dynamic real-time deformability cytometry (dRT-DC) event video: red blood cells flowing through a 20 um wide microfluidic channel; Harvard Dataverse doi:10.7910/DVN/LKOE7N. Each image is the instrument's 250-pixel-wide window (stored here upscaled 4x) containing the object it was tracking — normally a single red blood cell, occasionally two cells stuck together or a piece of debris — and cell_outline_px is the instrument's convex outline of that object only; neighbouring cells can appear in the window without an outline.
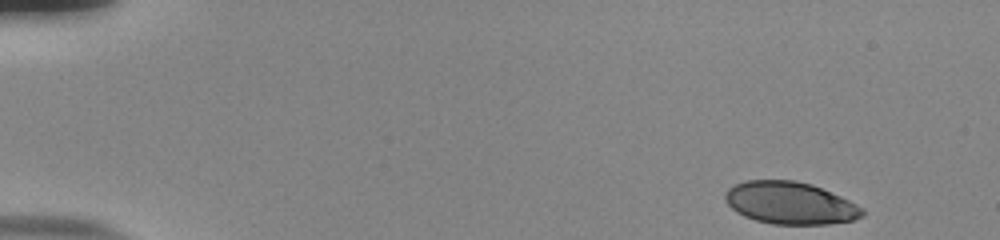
{"species": "human", "species_latin": "Homo sapiens", "temperature_condition": "room temperature", "stored_images_in_passage": 51, "camera_frame_rate_fps": 3000, "um_per_image_px": 0.085, "donor": {"sex": "male"}, "frame": {"image": 1, "passage_image": 1, "time_ms": 0.0, "image_size_px": [1000, 240], "cell_outline_px": [[864, 216], [852, 220], [828, 224], [772, 224], [756, 220], [744, 216], [736, 212], [724, 200], [724, 192], [728, 188], [744, 180], [796, 180], [812, 184], [840, 196], [864, 208]], "centroid_in_image_um": [67.14, 17.25], "position_along_channel_um": 17.9, "area_um2": 33.93}}
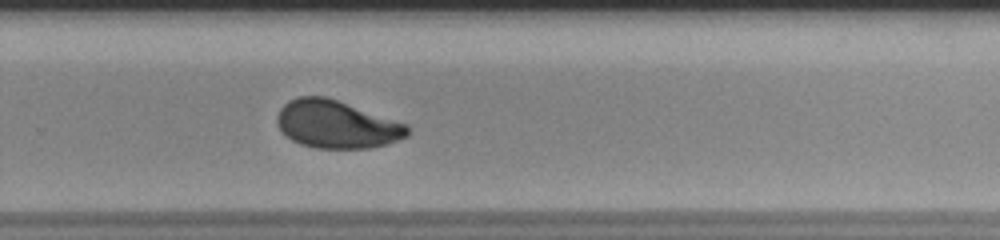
{"frame": {"image": 2, "passage_image": 34, "time_ms": 11.0, "image_size_px": [1000, 240], "cell_outline_px": [[408, 136], [388, 144], [368, 148], [316, 148], [300, 144], [292, 140], [276, 124], [276, 116], [280, 108], [288, 100], [300, 96], [324, 96], [408, 124]], "centroid_in_image_um": [28.6, 10.57], "position_along_channel_um": 301.2, "area_um2": 36.13}}
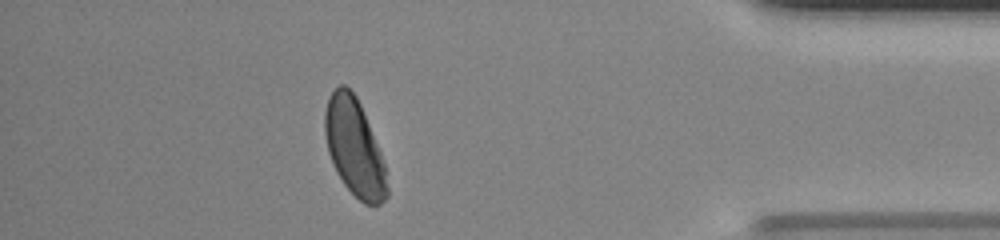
{"frame": {"image": 3, "passage_image": 45, "time_ms": 14.667, "image_size_px": [1000, 240], "cell_outline_px": [[388, 196], [380, 204], [364, 204], [344, 184], [336, 172], [332, 164], [328, 152], [324, 132], [324, 112], [328, 96], [340, 84], [344, 84], [356, 96], [360, 104], [380, 152], [384, 164], [388, 188]], "centroid_in_image_um": [30.09, 12.53], "position_along_channel_um": 405.1, "area_um2": 34.91}, "authors_computed_cell_mechanics": {"area_um2": 35.8938, "velocity_mm_per_s": 3.788, "shape_relaxation_time_tau1_ms": 4.241, "shape_relaxation_time_tau2_ms": 1.0327, "deformation_change_tau1": 0.1406, "deformation_change_tau2": 0.0476}}